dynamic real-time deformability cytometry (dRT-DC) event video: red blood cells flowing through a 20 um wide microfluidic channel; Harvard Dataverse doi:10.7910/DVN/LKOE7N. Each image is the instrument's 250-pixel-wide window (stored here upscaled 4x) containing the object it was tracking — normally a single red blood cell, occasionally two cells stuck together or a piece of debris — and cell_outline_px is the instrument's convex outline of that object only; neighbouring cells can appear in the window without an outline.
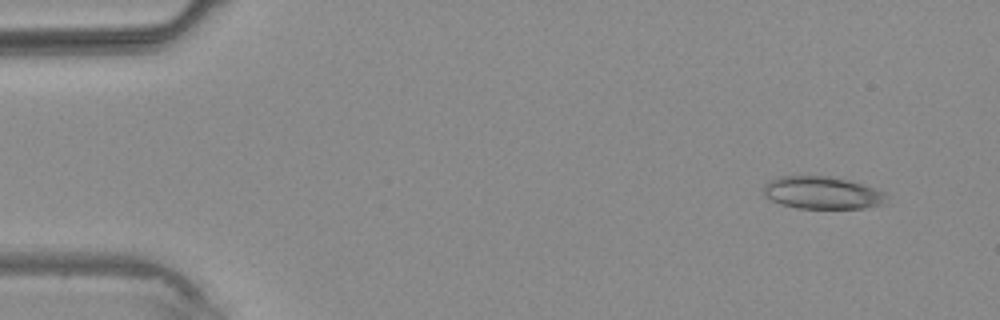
{"species": "common noctule bat (a hibernating species)", "species_latin": "Nyctalus noctula", "temperature_condition": "warm", "stored_images_in_passage": 3, "camera_frame_rate_fps": 3000, "um_per_image_px": 0.085, "animal": {"sex": "male", "body_mass_g": 20.4}, "frame": {"image": 1, "passage_image": 1, "time_ms": 0.0, "image_size_px": [1000, 320], "cell_outline_px": [[888, 196], [884, 204], [864, 208], [796, 208], [780, 204], [764, 196], [760, 188], [768, 180], [780, 176], [832, 176], [848, 180], [884, 192]], "centroid_in_image_um": [69.82, 16.38], "position_along_channel_um": 15.2, "area_um2": 23.47}}